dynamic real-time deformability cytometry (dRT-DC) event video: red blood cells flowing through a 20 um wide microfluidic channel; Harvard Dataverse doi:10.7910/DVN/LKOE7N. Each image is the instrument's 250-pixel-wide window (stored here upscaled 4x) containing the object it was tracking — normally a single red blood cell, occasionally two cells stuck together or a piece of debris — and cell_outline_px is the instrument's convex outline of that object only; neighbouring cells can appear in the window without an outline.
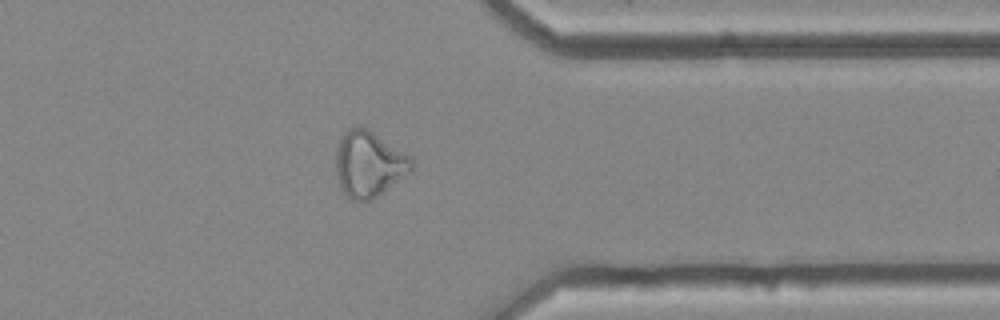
{"species": "common noctule bat (a hibernating species)", "species_latin": "Nyctalus noctula", "temperature_condition": "cold", "stored_images_in_passage": 51, "camera_frame_rate_fps": 3000, "um_per_image_px": 0.085, "animal": {"sex": "female", "body_mass_g": 25.1}, "frame": {"image": 1, "passage_image": 44, "time_ms": 14.333, "image_size_px": [1000, 320], "cell_outline_px": [[412, 172], [372, 200], [352, 200], [340, 188], [336, 180], [336, 148], [344, 132], [348, 128], [368, 128], [412, 156]], "centroid_in_image_um": [31.37, 13.95], "position_along_channel_um": 380.0, "area_um2": 29.3}}